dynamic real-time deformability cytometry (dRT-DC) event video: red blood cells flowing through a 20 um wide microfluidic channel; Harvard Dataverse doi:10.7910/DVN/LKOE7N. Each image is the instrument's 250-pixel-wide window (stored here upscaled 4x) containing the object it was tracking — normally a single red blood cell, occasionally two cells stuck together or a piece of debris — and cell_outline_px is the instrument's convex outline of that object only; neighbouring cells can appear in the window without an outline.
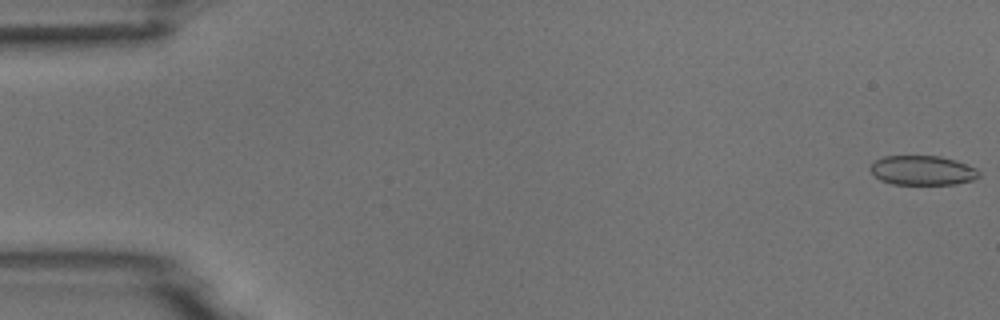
{"species": "common noctule bat (a hibernating species)", "species_latin": "Nyctalus noctula", "temperature_condition": "room temperature", "stored_images_in_passage": 14, "camera_frame_rate_fps": 3000, "um_per_image_px": 0.085, "animal": {"sex": "male", "body_mass_g": 18.8}, "frame": {"image": 1, "passage_image": 1, "time_ms": 0.0, "image_size_px": [1000, 320], "cell_outline_px": [[980, 176], [972, 180], [956, 184], [892, 184], [880, 180], [868, 168], [876, 160], [884, 156], [940, 156], [956, 160], [976, 168], [980, 172]], "centroid_in_image_um": [78.42, 14.48], "position_along_channel_um": 6.6, "area_um2": 18.67}}
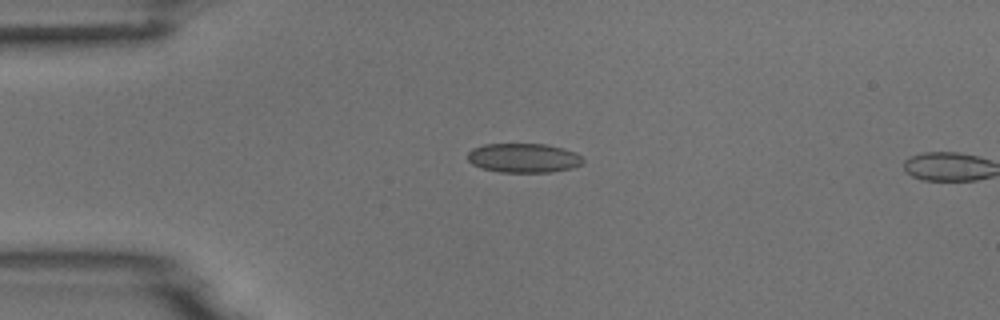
{"frame": {"image": 2, "passage_image": 13, "time_ms": 4.0, "image_size_px": [1000, 320], "cell_outline_px": [[584, 160], [580, 164], [572, 168], [552, 172], [500, 172], [480, 168], [472, 164], [468, 160], [468, 152], [472, 148], [484, 144], [544, 144], [564, 148], [576, 152]], "centroid_in_image_um": [44.49, 13.42], "position_along_channel_um": 40.5, "area_um2": 19.77}}